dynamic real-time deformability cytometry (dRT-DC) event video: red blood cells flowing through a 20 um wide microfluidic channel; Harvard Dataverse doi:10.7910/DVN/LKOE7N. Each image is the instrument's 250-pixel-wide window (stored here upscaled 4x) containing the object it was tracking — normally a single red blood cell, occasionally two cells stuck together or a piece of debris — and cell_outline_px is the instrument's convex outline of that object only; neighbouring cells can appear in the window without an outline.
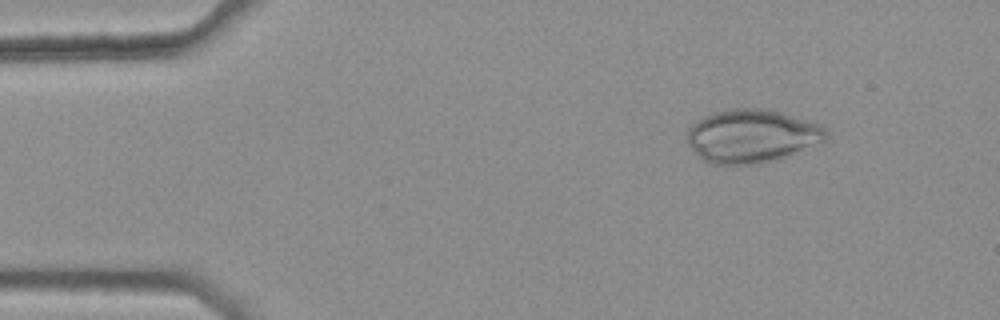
{"species": "common noctule bat (a hibernating species)", "species_latin": "Nyctalus noctula", "temperature_condition": "warm", "stored_images_in_passage": 42, "camera_frame_rate_fps": 3000, "um_per_image_px": 0.085, "animal": {"sex": "female", "body_mass_g": 25.1}, "frame": {"image": 1, "passage_image": 5, "time_ms": 1.333, "image_size_px": [1000, 320], "cell_outline_px": [[828, 132], [824, 140], [760, 164], [712, 164], [704, 160], [688, 144], [688, 128], [692, 124], [704, 116], [712, 112], [728, 108], [764, 108], [780, 112], [820, 124]], "centroid_in_image_um": [63.84, 11.53], "position_along_channel_um": 21.2, "area_um2": 42.37}}
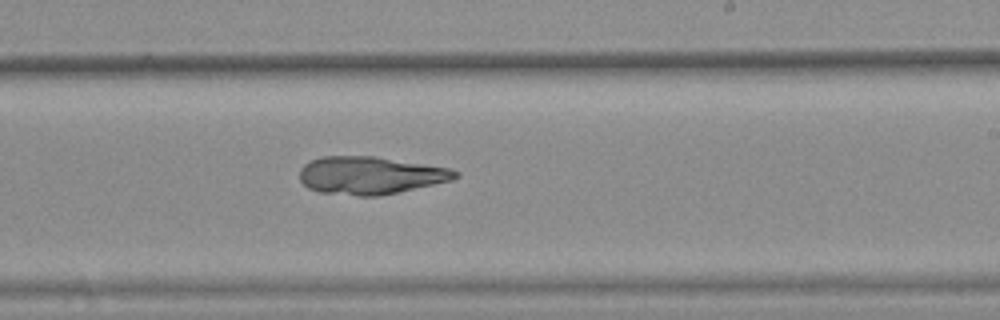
{"frame": {"image": 2, "passage_image": 30, "time_ms": 9.667, "image_size_px": [1000, 320], "cell_outline_px": [[460, 176], [452, 180], [396, 192], [376, 196], [356, 196], [320, 192], [308, 188], [300, 180], [300, 168], [308, 160], [324, 156], [376, 156], [448, 168], [460, 172]], "centroid_in_image_um": [31.44, 14.9], "position_along_channel_um": 257.6, "area_um2": 34.1}}
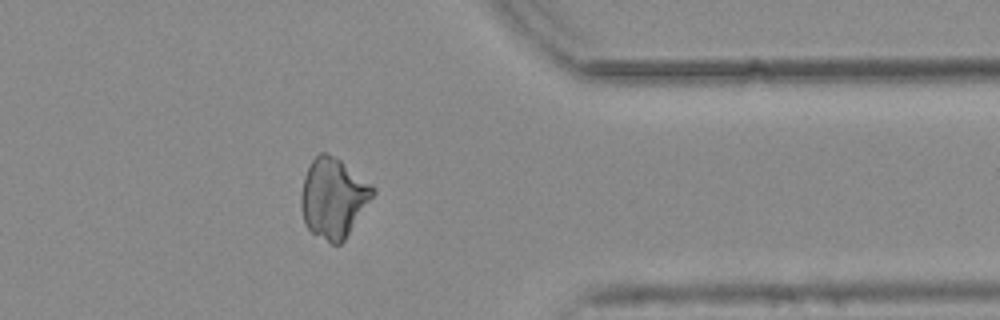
{"frame": {"image": 3, "passage_image": 41, "time_ms": 13.333, "image_size_px": [1000, 320], "cell_outline_px": [[376, 192], [344, 240], [340, 244], [332, 244], [312, 232], [304, 224], [300, 208], [300, 196], [304, 176], [312, 160], [320, 152], [328, 152], [340, 160], [372, 184], [376, 188]], "centroid_in_image_um": [28.32, 16.81], "position_along_channel_um": 383.1, "area_um2": 33.29}}